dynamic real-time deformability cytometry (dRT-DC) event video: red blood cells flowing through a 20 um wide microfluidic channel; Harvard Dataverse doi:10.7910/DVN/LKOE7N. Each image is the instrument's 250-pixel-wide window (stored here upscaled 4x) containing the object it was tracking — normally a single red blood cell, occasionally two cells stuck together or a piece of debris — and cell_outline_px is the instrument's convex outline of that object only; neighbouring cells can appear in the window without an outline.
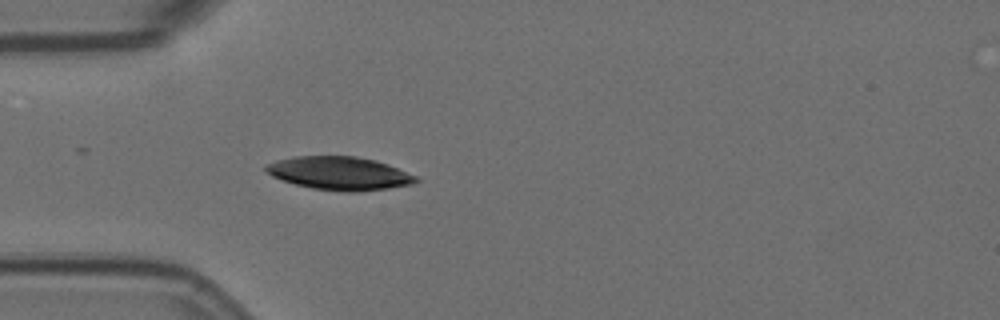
{"species": "Egyptian fruit bat (a non-hibernating species)", "species_latin": "Rousettus aegyptiacus", "temperature_condition": "room temperature", "stored_images_in_passage": 5, "camera_frame_rate_fps": 3000, "um_per_image_px": 0.085, "animal": {"sex": "female"}, "frame": {"image": 1, "passage_image": 5, "time_ms": 1.333, "image_size_px": [1000, 320], "cell_outline_px": [[420, 180], [412, 184], [388, 188], [360, 192], [344, 192], [312, 188], [296, 184], [272, 176], [264, 172], [264, 164], [276, 160], [292, 156], [356, 156], [376, 160], [388, 164], [416, 176]], "centroid_in_image_um": [28.83, 14.72], "position_along_channel_um": 56.2, "area_um2": 29.25}}